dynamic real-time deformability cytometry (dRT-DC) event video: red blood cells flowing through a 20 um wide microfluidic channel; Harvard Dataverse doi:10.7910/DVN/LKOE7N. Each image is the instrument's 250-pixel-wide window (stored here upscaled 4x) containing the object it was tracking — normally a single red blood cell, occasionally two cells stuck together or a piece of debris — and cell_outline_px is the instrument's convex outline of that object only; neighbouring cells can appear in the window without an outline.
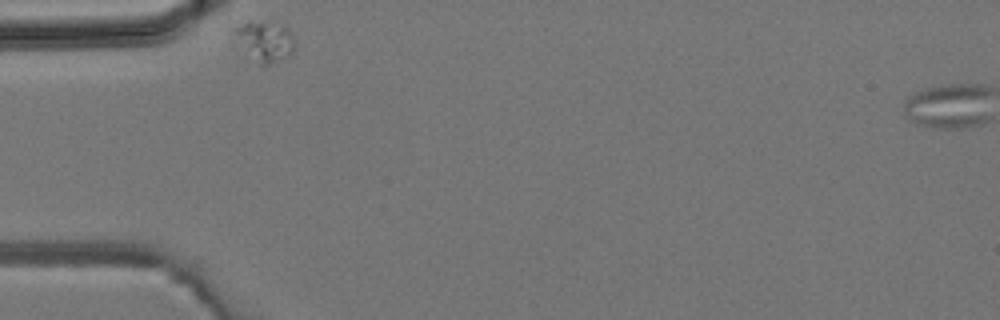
{"species": "common noctule bat (a hibernating species)", "species_latin": "Nyctalus noctula", "temperature_condition": "room temperature", "stored_images_in_passage": 26, "camera_frame_rate_fps": 3000, "um_per_image_px": 0.085, "animal": {"sex": "male", "body_mass_g": 19.2, "forearm_length_mm": 51.8}, "frame": {"image": 1, "passage_image": 1, "time_ms": 0.0, "image_size_px": [1000, 320], "cell_outline_px": [[292, 52], [288, 56], [264, 68], [260, 64], [232, 32], [232, 28], [248, 20], [288, 28], [292, 36]], "centroid_in_image_um": [22.51, 3.51], "position_along_channel_um": 62.5, "area_um2": 13.29}}